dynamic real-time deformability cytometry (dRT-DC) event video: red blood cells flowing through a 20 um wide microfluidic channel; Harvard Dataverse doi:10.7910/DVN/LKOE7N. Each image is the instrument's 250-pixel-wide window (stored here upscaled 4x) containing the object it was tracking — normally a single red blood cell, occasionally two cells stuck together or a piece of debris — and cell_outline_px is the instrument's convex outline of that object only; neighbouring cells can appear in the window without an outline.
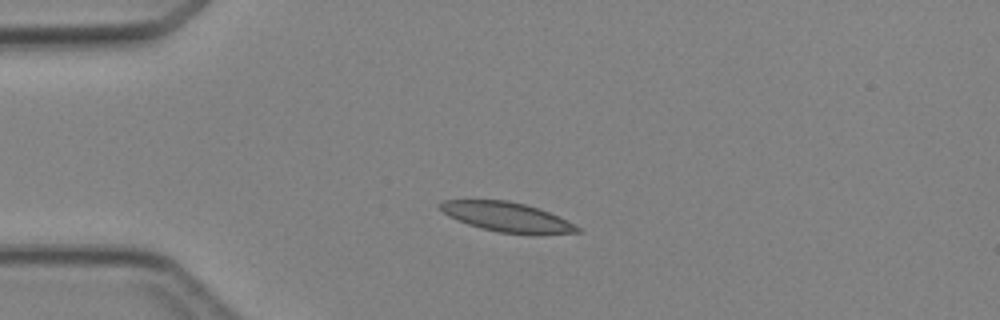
{"species": "Egyptian fruit bat (a non-hibernating species)", "species_latin": "Rousettus aegyptiacus", "temperature_condition": "cold", "stored_images_in_passage": 3, "camera_frame_rate_fps": 3000, "um_per_image_px": 0.085, "animal": {"sex": "female"}, "frame": {"image": 1, "passage_image": 1, "time_ms": 0.0, "image_size_px": [1000, 320], "cell_outline_px": [[580, 232], [500, 232], [468, 224], [448, 216], [436, 204], [444, 200], [508, 200], [540, 208], [580, 228]], "centroid_in_image_um": [42.96, 18.39], "position_along_channel_um": 42.0, "area_um2": 22.48}}
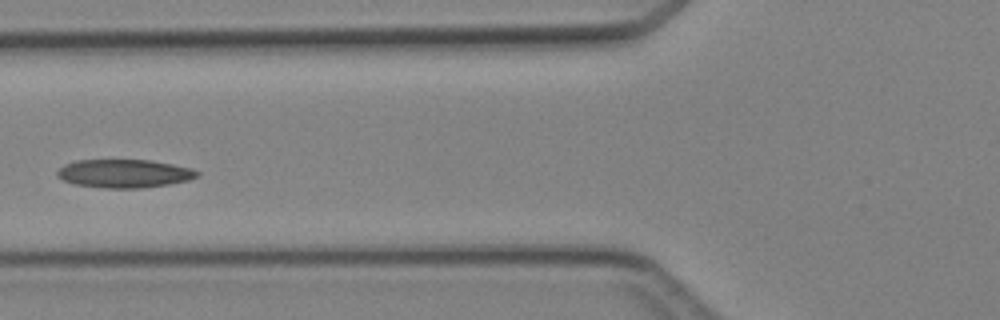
{"frame": {"image": 2, "passage_image": 3, "time_ms": 2.333, "image_size_px": [1000, 320], "cell_outline_px": [[200, 176], [188, 180], [168, 184], [140, 188], [104, 188], [72, 184], [56, 176], [56, 172], [64, 164], [76, 160], [148, 160], [172, 164], [192, 168], [200, 172]], "centroid_in_image_um": [10.55, 14.75], "position_along_channel_um": 115.3, "area_um2": 23.18}}